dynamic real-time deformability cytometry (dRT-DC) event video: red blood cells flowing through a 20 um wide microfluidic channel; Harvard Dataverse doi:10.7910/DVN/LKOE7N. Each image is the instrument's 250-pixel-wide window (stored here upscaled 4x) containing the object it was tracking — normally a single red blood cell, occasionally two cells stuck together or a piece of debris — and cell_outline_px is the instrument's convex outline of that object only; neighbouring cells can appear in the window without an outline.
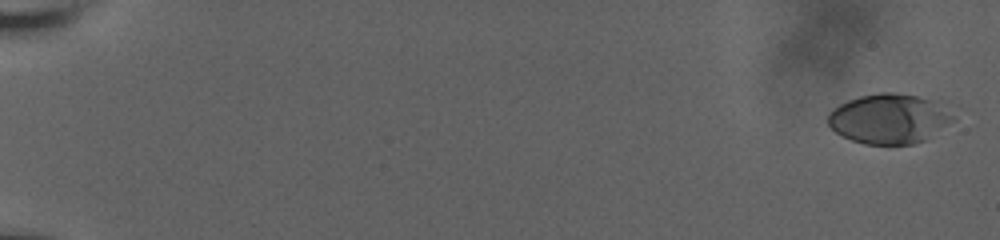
{"species": "human", "species_latin": "Homo sapiens", "temperature_condition": "room temperature", "stored_images_in_passage": 31, "camera_frame_rate_fps": 3000, "um_per_image_px": 0.085, "donor": {"sex": "male"}, "frame": {"image": 1, "passage_image": 1, "time_ms": 0.0, "image_size_px": [1000, 240], "cell_outline_px": [[956, 120], [924, 140], [912, 144], [864, 144], [852, 140], [836, 132], [828, 124], [828, 112], [840, 104], [848, 100], [860, 96], [880, 92], [892, 92], [916, 96], [936, 100]], "centroid_in_image_um": [75.56, 10.09], "position_along_channel_um": 9.4, "area_um2": 36.07}}
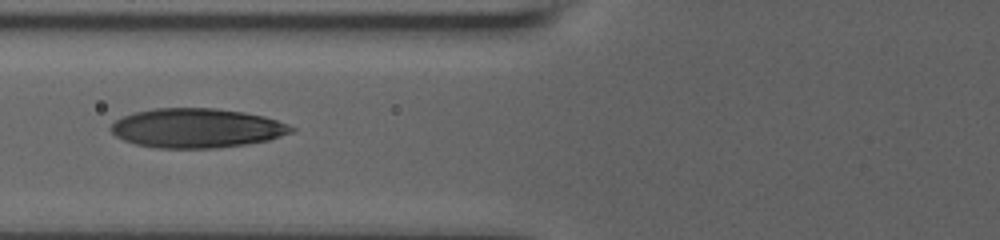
{"frame": {"image": 2, "passage_image": 18, "time_ms": 8.667, "image_size_px": [1000, 240], "cell_outline_px": [[296, 128], [292, 132], [268, 140], [244, 144], [216, 148], [156, 148], [136, 144], [124, 140], [116, 136], [108, 128], [116, 120], [124, 116], [136, 112], [156, 108], [216, 108], [244, 112], [264, 116], [288, 124]], "centroid_in_image_um": [16.71, 10.89], "position_along_channel_um": 109.1, "area_um2": 41.27}}
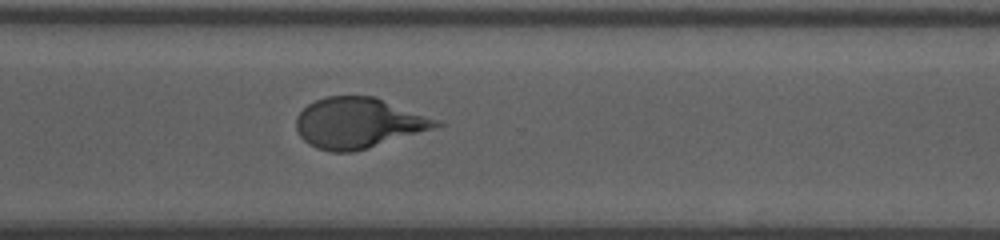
{"frame": {"image": 3, "passage_image": 31, "time_ms": 15.0, "image_size_px": [1000, 240], "cell_outline_px": [[444, 124], [432, 128], [352, 152], [332, 152], [316, 148], [308, 144], [300, 136], [296, 128], [296, 116], [308, 104], [316, 100], [328, 96], [376, 96], [440, 120]], "centroid_in_image_um": [30.43, 10.43], "position_along_channel_um": 340.2, "area_um2": 40.81}}